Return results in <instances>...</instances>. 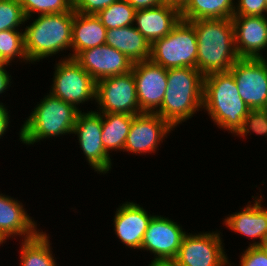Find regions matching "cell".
I'll return each mask as SVG.
<instances>
[{
  "label": "cell",
  "instance_id": "obj_25",
  "mask_svg": "<svg viewBox=\"0 0 267 266\" xmlns=\"http://www.w3.org/2000/svg\"><path fill=\"white\" fill-rule=\"evenodd\" d=\"M102 144L110 154L112 151H123L132 124L133 115L124 113H101Z\"/></svg>",
  "mask_w": 267,
  "mask_h": 266
},
{
  "label": "cell",
  "instance_id": "obj_10",
  "mask_svg": "<svg viewBox=\"0 0 267 266\" xmlns=\"http://www.w3.org/2000/svg\"><path fill=\"white\" fill-rule=\"evenodd\" d=\"M74 137L77 135L79 148L88 165L98 174H107L112 169V159L102 144V115L90 110L78 113L73 130Z\"/></svg>",
  "mask_w": 267,
  "mask_h": 266
},
{
  "label": "cell",
  "instance_id": "obj_18",
  "mask_svg": "<svg viewBox=\"0 0 267 266\" xmlns=\"http://www.w3.org/2000/svg\"><path fill=\"white\" fill-rule=\"evenodd\" d=\"M29 215L22 202L0 192V238L4 244L11 237H22L20 240H26L41 231L37 228V222Z\"/></svg>",
  "mask_w": 267,
  "mask_h": 266
},
{
  "label": "cell",
  "instance_id": "obj_30",
  "mask_svg": "<svg viewBox=\"0 0 267 266\" xmlns=\"http://www.w3.org/2000/svg\"><path fill=\"white\" fill-rule=\"evenodd\" d=\"M252 133L267 138V108L250 110L234 136L243 138Z\"/></svg>",
  "mask_w": 267,
  "mask_h": 266
},
{
  "label": "cell",
  "instance_id": "obj_39",
  "mask_svg": "<svg viewBox=\"0 0 267 266\" xmlns=\"http://www.w3.org/2000/svg\"><path fill=\"white\" fill-rule=\"evenodd\" d=\"M257 246L267 256V237L259 245H257Z\"/></svg>",
  "mask_w": 267,
  "mask_h": 266
},
{
  "label": "cell",
  "instance_id": "obj_37",
  "mask_svg": "<svg viewBox=\"0 0 267 266\" xmlns=\"http://www.w3.org/2000/svg\"><path fill=\"white\" fill-rule=\"evenodd\" d=\"M148 266H179L175 259L151 260Z\"/></svg>",
  "mask_w": 267,
  "mask_h": 266
},
{
  "label": "cell",
  "instance_id": "obj_22",
  "mask_svg": "<svg viewBox=\"0 0 267 266\" xmlns=\"http://www.w3.org/2000/svg\"><path fill=\"white\" fill-rule=\"evenodd\" d=\"M105 44L122 52L133 63L151 57V44L134 25L107 29Z\"/></svg>",
  "mask_w": 267,
  "mask_h": 266
},
{
  "label": "cell",
  "instance_id": "obj_7",
  "mask_svg": "<svg viewBox=\"0 0 267 266\" xmlns=\"http://www.w3.org/2000/svg\"><path fill=\"white\" fill-rule=\"evenodd\" d=\"M54 66L53 83L49 90L54 97L79 110L81 104L95 100V80L73 58L63 57Z\"/></svg>",
  "mask_w": 267,
  "mask_h": 266
},
{
  "label": "cell",
  "instance_id": "obj_29",
  "mask_svg": "<svg viewBox=\"0 0 267 266\" xmlns=\"http://www.w3.org/2000/svg\"><path fill=\"white\" fill-rule=\"evenodd\" d=\"M25 19L19 0H0V32L19 30L22 25L26 24Z\"/></svg>",
  "mask_w": 267,
  "mask_h": 266
},
{
  "label": "cell",
  "instance_id": "obj_3",
  "mask_svg": "<svg viewBox=\"0 0 267 266\" xmlns=\"http://www.w3.org/2000/svg\"><path fill=\"white\" fill-rule=\"evenodd\" d=\"M202 110L214 125L234 136L251 109L240 97L233 74L228 71L204 76Z\"/></svg>",
  "mask_w": 267,
  "mask_h": 266
},
{
  "label": "cell",
  "instance_id": "obj_28",
  "mask_svg": "<svg viewBox=\"0 0 267 266\" xmlns=\"http://www.w3.org/2000/svg\"><path fill=\"white\" fill-rule=\"evenodd\" d=\"M19 3L26 17L25 22H28L27 20L32 19L37 13L46 15L73 10L72 0H19Z\"/></svg>",
  "mask_w": 267,
  "mask_h": 266
},
{
  "label": "cell",
  "instance_id": "obj_27",
  "mask_svg": "<svg viewBox=\"0 0 267 266\" xmlns=\"http://www.w3.org/2000/svg\"><path fill=\"white\" fill-rule=\"evenodd\" d=\"M0 57L8 64L15 62L16 58L30 64L25 52L23 29L0 32Z\"/></svg>",
  "mask_w": 267,
  "mask_h": 266
},
{
  "label": "cell",
  "instance_id": "obj_34",
  "mask_svg": "<svg viewBox=\"0 0 267 266\" xmlns=\"http://www.w3.org/2000/svg\"><path fill=\"white\" fill-rule=\"evenodd\" d=\"M136 11L158 7L164 4L163 0H126Z\"/></svg>",
  "mask_w": 267,
  "mask_h": 266
},
{
  "label": "cell",
  "instance_id": "obj_32",
  "mask_svg": "<svg viewBox=\"0 0 267 266\" xmlns=\"http://www.w3.org/2000/svg\"><path fill=\"white\" fill-rule=\"evenodd\" d=\"M118 0H74L73 10L82 14H97Z\"/></svg>",
  "mask_w": 267,
  "mask_h": 266
},
{
  "label": "cell",
  "instance_id": "obj_41",
  "mask_svg": "<svg viewBox=\"0 0 267 266\" xmlns=\"http://www.w3.org/2000/svg\"><path fill=\"white\" fill-rule=\"evenodd\" d=\"M3 243H4V242H3L2 239L0 238V245L3 246Z\"/></svg>",
  "mask_w": 267,
  "mask_h": 266
},
{
  "label": "cell",
  "instance_id": "obj_23",
  "mask_svg": "<svg viewBox=\"0 0 267 266\" xmlns=\"http://www.w3.org/2000/svg\"><path fill=\"white\" fill-rule=\"evenodd\" d=\"M235 0H187L180 9L181 19H231L234 16Z\"/></svg>",
  "mask_w": 267,
  "mask_h": 266
},
{
  "label": "cell",
  "instance_id": "obj_2",
  "mask_svg": "<svg viewBox=\"0 0 267 266\" xmlns=\"http://www.w3.org/2000/svg\"><path fill=\"white\" fill-rule=\"evenodd\" d=\"M203 91L204 75L198 69H167V89L156 114L176 128L202 111Z\"/></svg>",
  "mask_w": 267,
  "mask_h": 266
},
{
  "label": "cell",
  "instance_id": "obj_5",
  "mask_svg": "<svg viewBox=\"0 0 267 266\" xmlns=\"http://www.w3.org/2000/svg\"><path fill=\"white\" fill-rule=\"evenodd\" d=\"M73 19L74 10L37 15L30 25L23 26L25 52L31 64L71 49Z\"/></svg>",
  "mask_w": 267,
  "mask_h": 266
},
{
  "label": "cell",
  "instance_id": "obj_17",
  "mask_svg": "<svg viewBox=\"0 0 267 266\" xmlns=\"http://www.w3.org/2000/svg\"><path fill=\"white\" fill-rule=\"evenodd\" d=\"M154 214L133 201L121 203L113 218L114 234L126 247L140 250L142 239Z\"/></svg>",
  "mask_w": 267,
  "mask_h": 266
},
{
  "label": "cell",
  "instance_id": "obj_6",
  "mask_svg": "<svg viewBox=\"0 0 267 266\" xmlns=\"http://www.w3.org/2000/svg\"><path fill=\"white\" fill-rule=\"evenodd\" d=\"M197 35L194 26L180 20L165 37L151 45L150 60L165 69L190 67L197 69Z\"/></svg>",
  "mask_w": 267,
  "mask_h": 266
},
{
  "label": "cell",
  "instance_id": "obj_1",
  "mask_svg": "<svg viewBox=\"0 0 267 266\" xmlns=\"http://www.w3.org/2000/svg\"><path fill=\"white\" fill-rule=\"evenodd\" d=\"M197 35V69L204 75L228 72L239 59L232 19L189 21Z\"/></svg>",
  "mask_w": 267,
  "mask_h": 266
},
{
  "label": "cell",
  "instance_id": "obj_9",
  "mask_svg": "<svg viewBox=\"0 0 267 266\" xmlns=\"http://www.w3.org/2000/svg\"><path fill=\"white\" fill-rule=\"evenodd\" d=\"M95 102L99 113L141 114L132 71L96 82Z\"/></svg>",
  "mask_w": 267,
  "mask_h": 266
},
{
  "label": "cell",
  "instance_id": "obj_38",
  "mask_svg": "<svg viewBox=\"0 0 267 266\" xmlns=\"http://www.w3.org/2000/svg\"><path fill=\"white\" fill-rule=\"evenodd\" d=\"M165 4H171L178 8H182L183 5L187 2V0H163Z\"/></svg>",
  "mask_w": 267,
  "mask_h": 266
},
{
  "label": "cell",
  "instance_id": "obj_8",
  "mask_svg": "<svg viewBox=\"0 0 267 266\" xmlns=\"http://www.w3.org/2000/svg\"><path fill=\"white\" fill-rule=\"evenodd\" d=\"M221 234V235H220ZM222 233L206 231L186 233L176 262L179 266H233L224 249Z\"/></svg>",
  "mask_w": 267,
  "mask_h": 266
},
{
  "label": "cell",
  "instance_id": "obj_19",
  "mask_svg": "<svg viewBox=\"0 0 267 266\" xmlns=\"http://www.w3.org/2000/svg\"><path fill=\"white\" fill-rule=\"evenodd\" d=\"M252 198L253 204L249 201L246 207L240 208L241 211L229 214L223 220V225L235 233L252 239L253 243H249V246H257L267 237V207L261 204L265 201L262 194L260 197L252 196Z\"/></svg>",
  "mask_w": 267,
  "mask_h": 266
},
{
  "label": "cell",
  "instance_id": "obj_24",
  "mask_svg": "<svg viewBox=\"0 0 267 266\" xmlns=\"http://www.w3.org/2000/svg\"><path fill=\"white\" fill-rule=\"evenodd\" d=\"M51 244L49 234L43 230L30 239L21 240L20 266H57Z\"/></svg>",
  "mask_w": 267,
  "mask_h": 266
},
{
  "label": "cell",
  "instance_id": "obj_14",
  "mask_svg": "<svg viewBox=\"0 0 267 266\" xmlns=\"http://www.w3.org/2000/svg\"><path fill=\"white\" fill-rule=\"evenodd\" d=\"M137 101L142 113H156L167 89V69L145 60L133 64Z\"/></svg>",
  "mask_w": 267,
  "mask_h": 266
},
{
  "label": "cell",
  "instance_id": "obj_20",
  "mask_svg": "<svg viewBox=\"0 0 267 266\" xmlns=\"http://www.w3.org/2000/svg\"><path fill=\"white\" fill-rule=\"evenodd\" d=\"M180 20V8L164 3L158 7L137 10L134 26L152 45L169 34Z\"/></svg>",
  "mask_w": 267,
  "mask_h": 266
},
{
  "label": "cell",
  "instance_id": "obj_4",
  "mask_svg": "<svg viewBox=\"0 0 267 266\" xmlns=\"http://www.w3.org/2000/svg\"><path fill=\"white\" fill-rule=\"evenodd\" d=\"M43 97L20 126L18 134L22 144L30 146L44 139L73 135L77 115L81 110L54 97L50 92Z\"/></svg>",
  "mask_w": 267,
  "mask_h": 266
},
{
  "label": "cell",
  "instance_id": "obj_26",
  "mask_svg": "<svg viewBox=\"0 0 267 266\" xmlns=\"http://www.w3.org/2000/svg\"><path fill=\"white\" fill-rule=\"evenodd\" d=\"M135 12L126 0H118L106 9L100 10L96 16L106 29H113L134 25Z\"/></svg>",
  "mask_w": 267,
  "mask_h": 266
},
{
  "label": "cell",
  "instance_id": "obj_12",
  "mask_svg": "<svg viewBox=\"0 0 267 266\" xmlns=\"http://www.w3.org/2000/svg\"><path fill=\"white\" fill-rule=\"evenodd\" d=\"M173 130L175 129L156 113L133 115L123 152L136 155L155 154L159 150L158 145L160 146Z\"/></svg>",
  "mask_w": 267,
  "mask_h": 266
},
{
  "label": "cell",
  "instance_id": "obj_31",
  "mask_svg": "<svg viewBox=\"0 0 267 266\" xmlns=\"http://www.w3.org/2000/svg\"><path fill=\"white\" fill-rule=\"evenodd\" d=\"M234 16H266V0H235Z\"/></svg>",
  "mask_w": 267,
  "mask_h": 266
},
{
  "label": "cell",
  "instance_id": "obj_36",
  "mask_svg": "<svg viewBox=\"0 0 267 266\" xmlns=\"http://www.w3.org/2000/svg\"><path fill=\"white\" fill-rule=\"evenodd\" d=\"M8 65H0V95L2 96V93H6V91H9L7 89L10 88V86L12 85V77L9 74V72L6 70L5 67H7ZM0 104H3L0 101Z\"/></svg>",
  "mask_w": 267,
  "mask_h": 266
},
{
  "label": "cell",
  "instance_id": "obj_40",
  "mask_svg": "<svg viewBox=\"0 0 267 266\" xmlns=\"http://www.w3.org/2000/svg\"><path fill=\"white\" fill-rule=\"evenodd\" d=\"M0 65H9L11 66L12 64L5 63L2 58L0 57Z\"/></svg>",
  "mask_w": 267,
  "mask_h": 266
},
{
  "label": "cell",
  "instance_id": "obj_16",
  "mask_svg": "<svg viewBox=\"0 0 267 266\" xmlns=\"http://www.w3.org/2000/svg\"><path fill=\"white\" fill-rule=\"evenodd\" d=\"M235 49L239 58H266L267 16H233Z\"/></svg>",
  "mask_w": 267,
  "mask_h": 266
},
{
  "label": "cell",
  "instance_id": "obj_33",
  "mask_svg": "<svg viewBox=\"0 0 267 266\" xmlns=\"http://www.w3.org/2000/svg\"><path fill=\"white\" fill-rule=\"evenodd\" d=\"M240 255L239 266H267V256L258 246H247Z\"/></svg>",
  "mask_w": 267,
  "mask_h": 266
},
{
  "label": "cell",
  "instance_id": "obj_11",
  "mask_svg": "<svg viewBox=\"0 0 267 266\" xmlns=\"http://www.w3.org/2000/svg\"><path fill=\"white\" fill-rule=\"evenodd\" d=\"M251 110L267 108V58H239L229 70Z\"/></svg>",
  "mask_w": 267,
  "mask_h": 266
},
{
  "label": "cell",
  "instance_id": "obj_35",
  "mask_svg": "<svg viewBox=\"0 0 267 266\" xmlns=\"http://www.w3.org/2000/svg\"><path fill=\"white\" fill-rule=\"evenodd\" d=\"M10 112L8 111V108L6 107V104H0V139L5 135V133L8 131V127H10Z\"/></svg>",
  "mask_w": 267,
  "mask_h": 266
},
{
  "label": "cell",
  "instance_id": "obj_21",
  "mask_svg": "<svg viewBox=\"0 0 267 266\" xmlns=\"http://www.w3.org/2000/svg\"><path fill=\"white\" fill-rule=\"evenodd\" d=\"M107 29L95 14H82L74 11L72 24V42L69 55L65 57L74 58L79 52L101 46L106 43Z\"/></svg>",
  "mask_w": 267,
  "mask_h": 266
},
{
  "label": "cell",
  "instance_id": "obj_15",
  "mask_svg": "<svg viewBox=\"0 0 267 266\" xmlns=\"http://www.w3.org/2000/svg\"><path fill=\"white\" fill-rule=\"evenodd\" d=\"M73 59L95 82L131 72L134 64L122 52L106 44L83 50Z\"/></svg>",
  "mask_w": 267,
  "mask_h": 266
},
{
  "label": "cell",
  "instance_id": "obj_13",
  "mask_svg": "<svg viewBox=\"0 0 267 266\" xmlns=\"http://www.w3.org/2000/svg\"><path fill=\"white\" fill-rule=\"evenodd\" d=\"M182 227L168 217L154 215L144 233L140 250L149 251L154 260L176 259L187 233Z\"/></svg>",
  "mask_w": 267,
  "mask_h": 266
}]
</instances>
